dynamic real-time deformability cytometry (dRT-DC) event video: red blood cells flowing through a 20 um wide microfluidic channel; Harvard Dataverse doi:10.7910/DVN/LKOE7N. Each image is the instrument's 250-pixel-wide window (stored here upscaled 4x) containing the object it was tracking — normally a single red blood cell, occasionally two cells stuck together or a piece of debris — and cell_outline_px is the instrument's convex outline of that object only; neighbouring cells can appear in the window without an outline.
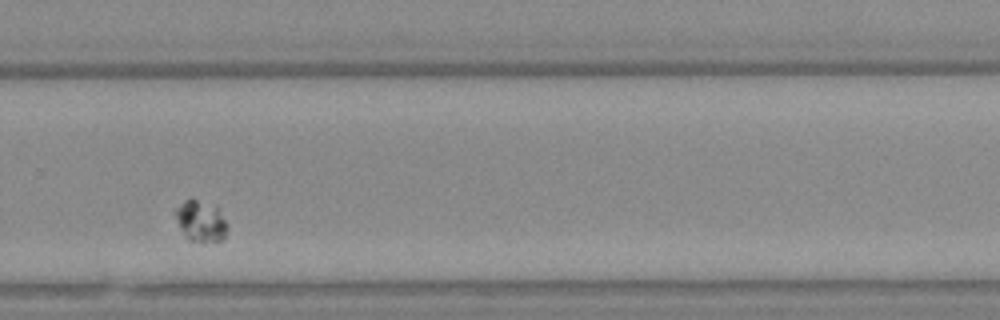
{"species": "Egyptian fruit bat (a non-hibernating species)", "species_latin": "Rousettus aegyptiacus", "temperature_condition": "warm", "stored_images_in_passage": 38, "camera_frame_rate_fps": 3000, "um_per_image_px": 0.085, "animal": {"sex": "female"}, "frame": {"image": 1, "passage_image": 27, "time_ms": 8.667, "image_size_px": [1000, 320], "cell_outline_px": [[224, 236], [220, 240], [188, 240], [180, 228], [172, 212], [184, 200], [196, 200], [220, 208], [224, 220]], "centroid_in_image_um": [16.99, 18.76], "position_along_channel_um": 312.8, "area_um2": 11.85}}